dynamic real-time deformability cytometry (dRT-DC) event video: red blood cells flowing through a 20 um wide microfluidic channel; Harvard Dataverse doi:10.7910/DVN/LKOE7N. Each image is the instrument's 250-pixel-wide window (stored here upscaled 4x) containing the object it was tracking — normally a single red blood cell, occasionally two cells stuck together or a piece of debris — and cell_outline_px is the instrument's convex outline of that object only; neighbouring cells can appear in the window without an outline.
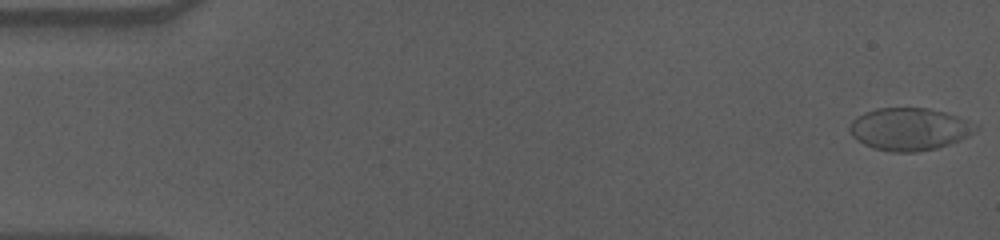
{"species": "human", "species_latin": "Homo sapiens", "temperature_condition": "cold", "stored_images_in_passage": 57, "camera_frame_rate_fps": 3000, "um_per_image_px": 0.085, "donor": {"sex": "male"}, "frame": {"image": 1, "passage_image": 1, "time_ms": 0.0, "image_size_px": [1000, 240], "cell_outline_px": [[980, 128], [968, 136], [960, 140], [936, 148], [916, 152], [892, 152], [872, 148], [856, 140], [852, 136], [848, 128], [852, 120], [856, 116], [864, 112], [876, 108], [928, 108], [944, 112], [980, 124]], "centroid_in_image_um": [77.29, 10.97], "position_along_channel_um": 7.7, "area_um2": 31.44}}
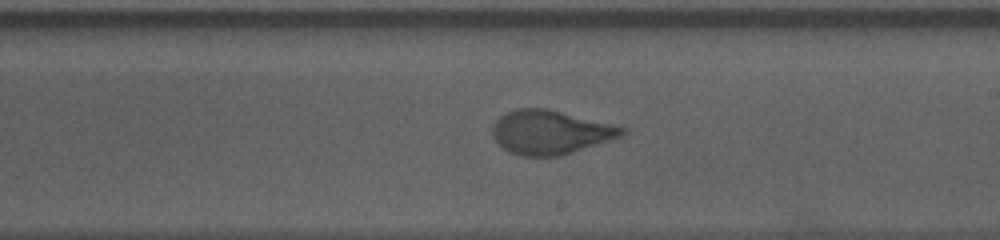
{"frame": {"image": 2, "passage_image": 33, "time_ms": 10.667, "image_size_px": [1000, 240], "cell_outline_px": [[628, 132], [624, 136], [560, 156], [520, 156], [508, 152], [492, 136], [492, 124], [500, 116], [516, 108], [544, 108], [612, 124], [628, 128]], "centroid_in_image_um": [46.79, 11.25], "position_along_channel_um": 242.2, "area_um2": 33.18}}
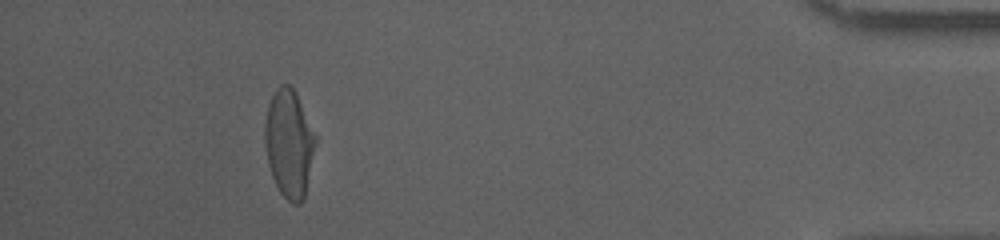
{"frame": {"image": 3, "passage_image": 52, "time_ms": 17.0, "image_size_px": [1000, 240], "cell_outline_px": [[316, 140], [304, 200], [300, 204], [292, 204], [280, 192], [272, 176], [268, 164], [264, 144], [264, 124], [268, 104], [276, 88], [280, 84], [288, 84], [296, 92], [316, 136]], "centroid_in_image_um": [24.55, 12.19], "position_along_channel_um": 410.6, "area_um2": 31.79}, "authors_computed_cell_mechanics": {"area_um2": 32.5992, "velocity_mm_per_s": 3.5767, "shape_relaxation_time_tau1_ms": 5.4426, "shape_relaxation_time_tau2_ms": null, "deformation_change_tau1": 0.1964, "deformation_change_tau2": null}}